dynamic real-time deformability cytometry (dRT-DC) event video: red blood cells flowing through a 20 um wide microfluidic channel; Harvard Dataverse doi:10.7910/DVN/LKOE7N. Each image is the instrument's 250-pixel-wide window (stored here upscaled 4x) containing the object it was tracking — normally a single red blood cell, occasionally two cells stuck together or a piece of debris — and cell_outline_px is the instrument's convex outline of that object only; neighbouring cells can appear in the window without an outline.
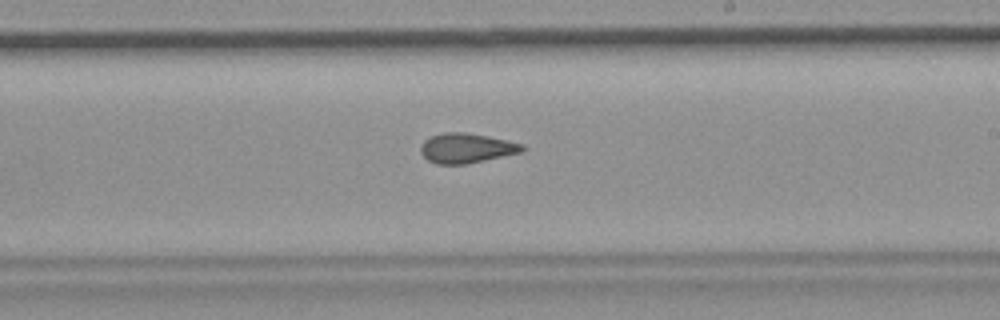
{"species": "common noctule bat (a hibernating species)", "species_latin": "Nyctalus noctula", "temperature_condition": "room temperature", "stored_images_in_passage": 44, "camera_frame_rate_fps": 3000, "um_per_image_px": 0.085, "animal": {"sex": "female", "body_mass_g": 19.9}, "frame": {"image": 1, "passage_image": 32, "time_ms": 10.333, "image_size_px": [1000, 320], "cell_outline_px": [[528, 148], [524, 152], [468, 164], [436, 164], [428, 160], [420, 152], [420, 148], [424, 140], [432, 136], [444, 132], [464, 132], [488, 136], [524, 144]], "centroid_in_image_um": [39.7, 12.6], "position_along_channel_um": 249.3, "area_um2": 17.86}}